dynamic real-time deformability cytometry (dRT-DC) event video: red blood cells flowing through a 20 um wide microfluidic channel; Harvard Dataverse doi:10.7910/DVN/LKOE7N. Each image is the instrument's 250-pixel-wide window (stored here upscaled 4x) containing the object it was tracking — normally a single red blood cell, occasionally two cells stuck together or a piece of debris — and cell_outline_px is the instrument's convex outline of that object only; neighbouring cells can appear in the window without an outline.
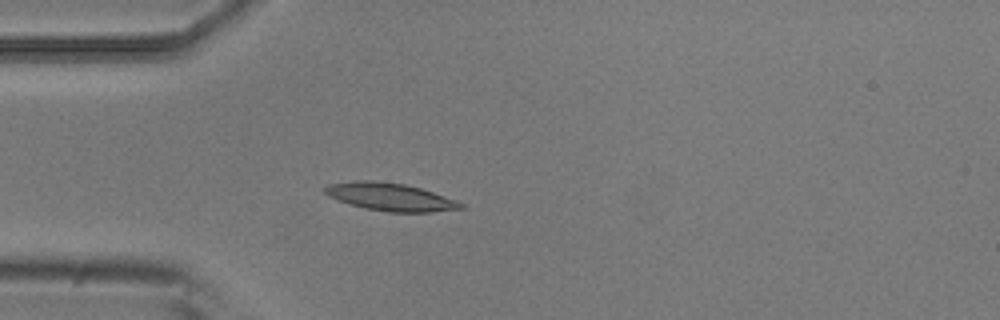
{"species": "common noctule bat (a hibernating species)", "species_latin": "Nyctalus noctula", "temperature_condition": "room temperature", "stored_images_in_passage": 5, "camera_frame_rate_fps": 3000, "um_per_image_px": 0.085, "animal": {"sex": "male", "body_mass_g": 20.5, "forearm_length_mm": 52.5}, "frame": {"image": 1, "passage_image": 5, "time_ms": 1.333, "image_size_px": [1000, 320], "cell_outline_px": [[468, 208], [432, 212], [388, 212], [364, 208], [328, 196], [324, 192], [324, 188], [328, 184], [356, 180], [372, 180], [404, 184], [420, 188], [456, 200], [464, 204]], "centroid_in_image_um": [33.2, 16.74], "position_along_channel_um": 51.8, "area_um2": 21.91}}